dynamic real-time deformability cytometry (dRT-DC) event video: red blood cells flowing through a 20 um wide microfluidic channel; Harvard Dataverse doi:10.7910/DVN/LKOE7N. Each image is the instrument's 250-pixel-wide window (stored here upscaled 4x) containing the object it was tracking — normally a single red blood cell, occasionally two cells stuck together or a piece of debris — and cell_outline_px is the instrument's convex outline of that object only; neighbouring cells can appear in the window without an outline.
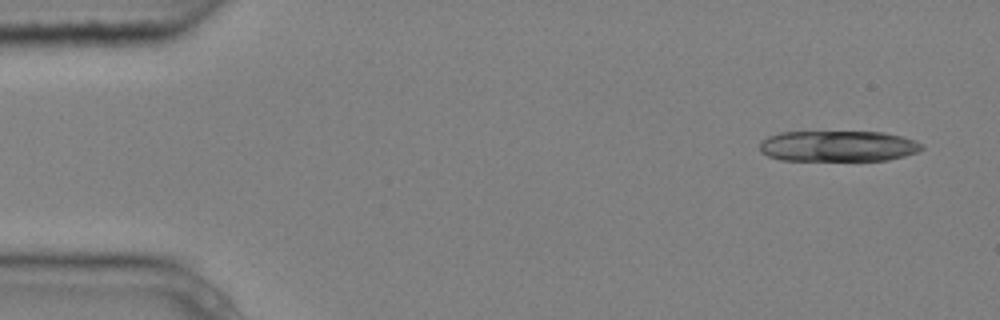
{"species": "common noctule bat (a hibernating species)", "species_latin": "Nyctalus noctula", "temperature_condition": "cold", "stored_images_in_passage": 4, "camera_frame_rate_fps": 3000, "um_per_image_px": 0.085, "animal": {"sex": "male", "body_mass_g": 20.4}, "frame": {"image": 1, "passage_image": 1, "time_ms": 0.0, "image_size_px": [1000, 320], "cell_outline_px": [[924, 148], [916, 152], [904, 156], [888, 160], [780, 160], [768, 156], [760, 152], [760, 144], [768, 136], [780, 132], [884, 132], [916, 140], [924, 144]], "centroid_in_image_um": [71.25, 12.42], "position_along_channel_um": 13.8, "area_um2": 29.19}}